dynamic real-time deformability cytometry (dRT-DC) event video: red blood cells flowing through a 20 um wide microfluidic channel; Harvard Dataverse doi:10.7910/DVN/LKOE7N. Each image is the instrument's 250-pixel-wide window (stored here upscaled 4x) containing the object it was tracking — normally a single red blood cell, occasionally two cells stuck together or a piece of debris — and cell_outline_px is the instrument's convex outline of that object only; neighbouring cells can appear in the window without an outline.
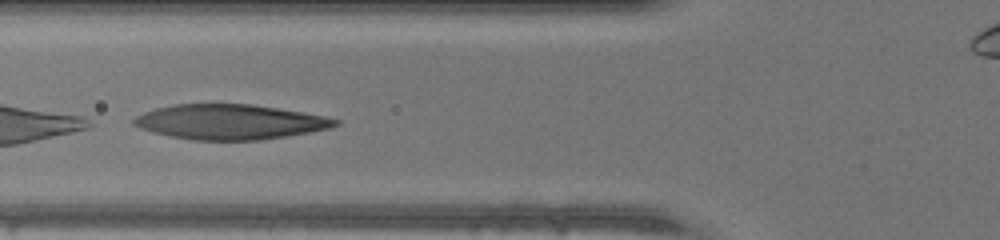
{"species": "human", "species_latin": "Homo sapiens", "temperature_condition": "warm", "stored_images_in_passage": 29, "camera_frame_rate_fps": 3000, "um_per_image_px": 0.085, "donor": {"sex": "male"}, "frame": {"image": 1, "passage_image": 5, "time_ms": 1.333, "image_size_px": [1000, 240], "cell_outline_px": [[340, 124], [328, 128], [308, 132], [260, 140], [196, 140], [172, 136], [140, 128], [132, 124], [132, 120], [136, 116], [144, 112], [156, 108], [172, 104], [252, 104], [328, 116], [340, 120]], "centroid_in_image_um": [19.55, 10.35], "position_along_channel_um": 106.2, "area_um2": 40.81}}
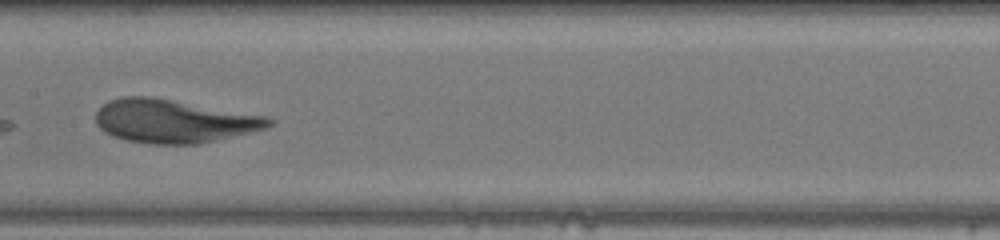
{"frame": {"image": 2, "passage_image": 11, "time_ms": 3.333, "image_size_px": [1000, 240], "cell_outline_px": [[272, 124], [264, 128], [248, 132], [196, 144], [152, 144], [124, 140], [112, 136], [104, 132], [96, 124], [96, 112], [108, 100], [124, 96], [148, 96], [172, 100], [264, 116], [272, 120]], "centroid_in_image_um": [14.66, 10.3], "position_along_channel_um": 192.7, "area_um2": 43.0}}
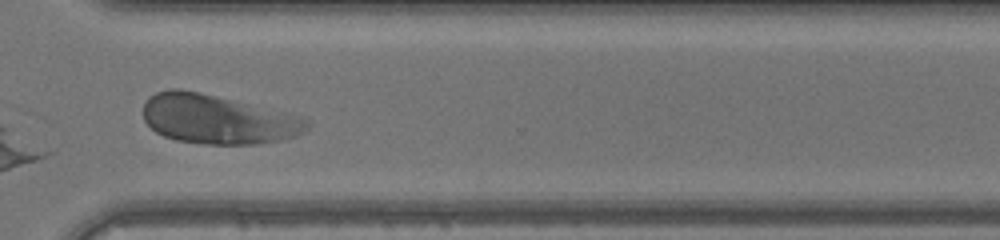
{"frame": {"image": 3, "passage_image": 22, "time_ms": 7.0, "image_size_px": [1000, 240], "cell_outline_px": [[312, 124], [304, 132], [296, 136], [284, 140], [256, 144], [204, 144], [176, 140], [164, 136], [156, 132], [144, 120], [144, 104], [156, 92], [168, 88], [180, 88], [200, 92], [300, 116], [308, 120]], "centroid_in_image_um": [18.51, 10.15], "position_along_channel_um": 352.1, "area_um2": 46.88}}